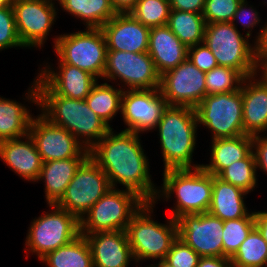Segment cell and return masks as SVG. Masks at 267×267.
<instances>
[{
  "label": "cell",
  "mask_w": 267,
  "mask_h": 267,
  "mask_svg": "<svg viewBox=\"0 0 267 267\" xmlns=\"http://www.w3.org/2000/svg\"><path fill=\"white\" fill-rule=\"evenodd\" d=\"M112 7L117 13L130 12L136 5L138 0H110Z\"/></svg>",
  "instance_id": "47"
},
{
  "label": "cell",
  "mask_w": 267,
  "mask_h": 267,
  "mask_svg": "<svg viewBox=\"0 0 267 267\" xmlns=\"http://www.w3.org/2000/svg\"><path fill=\"white\" fill-rule=\"evenodd\" d=\"M89 157L84 149L77 157L43 162L37 183L43 181L47 205L57 204L80 165Z\"/></svg>",
  "instance_id": "24"
},
{
  "label": "cell",
  "mask_w": 267,
  "mask_h": 267,
  "mask_svg": "<svg viewBox=\"0 0 267 267\" xmlns=\"http://www.w3.org/2000/svg\"><path fill=\"white\" fill-rule=\"evenodd\" d=\"M28 133L43 162L75 158L85 149L65 128L50 123L41 114L33 116Z\"/></svg>",
  "instance_id": "18"
},
{
  "label": "cell",
  "mask_w": 267,
  "mask_h": 267,
  "mask_svg": "<svg viewBox=\"0 0 267 267\" xmlns=\"http://www.w3.org/2000/svg\"><path fill=\"white\" fill-rule=\"evenodd\" d=\"M112 188L105 172L90 157L78 168L68 184L58 207L75 215L79 220Z\"/></svg>",
  "instance_id": "12"
},
{
  "label": "cell",
  "mask_w": 267,
  "mask_h": 267,
  "mask_svg": "<svg viewBox=\"0 0 267 267\" xmlns=\"http://www.w3.org/2000/svg\"><path fill=\"white\" fill-rule=\"evenodd\" d=\"M56 6L55 0H26L12 5L17 33L25 49L43 48L58 18Z\"/></svg>",
  "instance_id": "13"
},
{
  "label": "cell",
  "mask_w": 267,
  "mask_h": 267,
  "mask_svg": "<svg viewBox=\"0 0 267 267\" xmlns=\"http://www.w3.org/2000/svg\"><path fill=\"white\" fill-rule=\"evenodd\" d=\"M248 3L249 2L247 0H242L240 2L231 23L234 24L236 28L238 26L237 24L240 23L244 30L243 32H245V35L250 39L252 38V30L255 27L261 26L259 28V32L256 33L255 37H253L255 39L252 40V42L258 45L264 36L266 25H259L260 23L262 24L261 18L259 17L260 13L256 9H254L251 4Z\"/></svg>",
  "instance_id": "37"
},
{
  "label": "cell",
  "mask_w": 267,
  "mask_h": 267,
  "mask_svg": "<svg viewBox=\"0 0 267 267\" xmlns=\"http://www.w3.org/2000/svg\"><path fill=\"white\" fill-rule=\"evenodd\" d=\"M39 261L47 267H93L90 246L81 234L69 244L48 252Z\"/></svg>",
  "instance_id": "30"
},
{
  "label": "cell",
  "mask_w": 267,
  "mask_h": 267,
  "mask_svg": "<svg viewBox=\"0 0 267 267\" xmlns=\"http://www.w3.org/2000/svg\"><path fill=\"white\" fill-rule=\"evenodd\" d=\"M254 227V211H251L246 217L224 221L223 257L231 259Z\"/></svg>",
  "instance_id": "34"
},
{
  "label": "cell",
  "mask_w": 267,
  "mask_h": 267,
  "mask_svg": "<svg viewBox=\"0 0 267 267\" xmlns=\"http://www.w3.org/2000/svg\"><path fill=\"white\" fill-rule=\"evenodd\" d=\"M37 73L38 95H60L85 100L98 79L69 64H58L56 69L46 62Z\"/></svg>",
  "instance_id": "17"
},
{
  "label": "cell",
  "mask_w": 267,
  "mask_h": 267,
  "mask_svg": "<svg viewBox=\"0 0 267 267\" xmlns=\"http://www.w3.org/2000/svg\"><path fill=\"white\" fill-rule=\"evenodd\" d=\"M244 77L229 67L217 66L206 72V95L233 92L240 89Z\"/></svg>",
  "instance_id": "36"
},
{
  "label": "cell",
  "mask_w": 267,
  "mask_h": 267,
  "mask_svg": "<svg viewBox=\"0 0 267 267\" xmlns=\"http://www.w3.org/2000/svg\"><path fill=\"white\" fill-rule=\"evenodd\" d=\"M242 0H205L203 17L206 24L231 22Z\"/></svg>",
  "instance_id": "38"
},
{
  "label": "cell",
  "mask_w": 267,
  "mask_h": 267,
  "mask_svg": "<svg viewBox=\"0 0 267 267\" xmlns=\"http://www.w3.org/2000/svg\"><path fill=\"white\" fill-rule=\"evenodd\" d=\"M57 64H69L84 70L98 80L106 68L107 46L100 28H84L73 33L53 36Z\"/></svg>",
  "instance_id": "7"
},
{
  "label": "cell",
  "mask_w": 267,
  "mask_h": 267,
  "mask_svg": "<svg viewBox=\"0 0 267 267\" xmlns=\"http://www.w3.org/2000/svg\"><path fill=\"white\" fill-rule=\"evenodd\" d=\"M10 2L11 5H13L14 3L20 2V1H26V0H8Z\"/></svg>",
  "instance_id": "50"
},
{
  "label": "cell",
  "mask_w": 267,
  "mask_h": 267,
  "mask_svg": "<svg viewBox=\"0 0 267 267\" xmlns=\"http://www.w3.org/2000/svg\"><path fill=\"white\" fill-rule=\"evenodd\" d=\"M176 221L178 237L200 257H223V220L206 212L184 214Z\"/></svg>",
  "instance_id": "16"
},
{
  "label": "cell",
  "mask_w": 267,
  "mask_h": 267,
  "mask_svg": "<svg viewBox=\"0 0 267 267\" xmlns=\"http://www.w3.org/2000/svg\"><path fill=\"white\" fill-rule=\"evenodd\" d=\"M147 52L162 75L187 59L188 47L165 25L150 28Z\"/></svg>",
  "instance_id": "23"
},
{
  "label": "cell",
  "mask_w": 267,
  "mask_h": 267,
  "mask_svg": "<svg viewBox=\"0 0 267 267\" xmlns=\"http://www.w3.org/2000/svg\"><path fill=\"white\" fill-rule=\"evenodd\" d=\"M241 91L244 134L255 136L263 133L266 135L267 74L261 70L252 76L245 77L241 84Z\"/></svg>",
  "instance_id": "20"
},
{
  "label": "cell",
  "mask_w": 267,
  "mask_h": 267,
  "mask_svg": "<svg viewBox=\"0 0 267 267\" xmlns=\"http://www.w3.org/2000/svg\"><path fill=\"white\" fill-rule=\"evenodd\" d=\"M154 202H146L127 225L126 234L136 265L152 259L166 258L178 237L177 221L169 216L165 223L153 219Z\"/></svg>",
  "instance_id": "5"
},
{
  "label": "cell",
  "mask_w": 267,
  "mask_h": 267,
  "mask_svg": "<svg viewBox=\"0 0 267 267\" xmlns=\"http://www.w3.org/2000/svg\"><path fill=\"white\" fill-rule=\"evenodd\" d=\"M85 236L90 246L93 267H129L135 262L126 231H106Z\"/></svg>",
  "instance_id": "21"
},
{
  "label": "cell",
  "mask_w": 267,
  "mask_h": 267,
  "mask_svg": "<svg viewBox=\"0 0 267 267\" xmlns=\"http://www.w3.org/2000/svg\"><path fill=\"white\" fill-rule=\"evenodd\" d=\"M23 48L18 36L12 5L0 8V51L11 48Z\"/></svg>",
  "instance_id": "39"
},
{
  "label": "cell",
  "mask_w": 267,
  "mask_h": 267,
  "mask_svg": "<svg viewBox=\"0 0 267 267\" xmlns=\"http://www.w3.org/2000/svg\"><path fill=\"white\" fill-rule=\"evenodd\" d=\"M197 267H232L231 259L228 257H200Z\"/></svg>",
  "instance_id": "44"
},
{
  "label": "cell",
  "mask_w": 267,
  "mask_h": 267,
  "mask_svg": "<svg viewBox=\"0 0 267 267\" xmlns=\"http://www.w3.org/2000/svg\"><path fill=\"white\" fill-rule=\"evenodd\" d=\"M24 94L23 99L38 106L43 117L65 128L88 150L112 129L89 108L85 100L60 95H38L37 77Z\"/></svg>",
  "instance_id": "2"
},
{
  "label": "cell",
  "mask_w": 267,
  "mask_h": 267,
  "mask_svg": "<svg viewBox=\"0 0 267 267\" xmlns=\"http://www.w3.org/2000/svg\"><path fill=\"white\" fill-rule=\"evenodd\" d=\"M10 2L8 0H0V8L10 6Z\"/></svg>",
  "instance_id": "49"
},
{
  "label": "cell",
  "mask_w": 267,
  "mask_h": 267,
  "mask_svg": "<svg viewBox=\"0 0 267 267\" xmlns=\"http://www.w3.org/2000/svg\"><path fill=\"white\" fill-rule=\"evenodd\" d=\"M198 121L195 108L168 105L157 124L164 170L194 169L202 164H193L196 150Z\"/></svg>",
  "instance_id": "3"
},
{
  "label": "cell",
  "mask_w": 267,
  "mask_h": 267,
  "mask_svg": "<svg viewBox=\"0 0 267 267\" xmlns=\"http://www.w3.org/2000/svg\"><path fill=\"white\" fill-rule=\"evenodd\" d=\"M266 74H267V68H265V69H262Z\"/></svg>",
  "instance_id": "51"
},
{
  "label": "cell",
  "mask_w": 267,
  "mask_h": 267,
  "mask_svg": "<svg viewBox=\"0 0 267 267\" xmlns=\"http://www.w3.org/2000/svg\"><path fill=\"white\" fill-rule=\"evenodd\" d=\"M247 192L212 175V199L208 213L223 221L246 217L251 211L244 200Z\"/></svg>",
  "instance_id": "25"
},
{
  "label": "cell",
  "mask_w": 267,
  "mask_h": 267,
  "mask_svg": "<svg viewBox=\"0 0 267 267\" xmlns=\"http://www.w3.org/2000/svg\"><path fill=\"white\" fill-rule=\"evenodd\" d=\"M265 25L264 36L257 45V59L261 70L267 68V22Z\"/></svg>",
  "instance_id": "45"
},
{
  "label": "cell",
  "mask_w": 267,
  "mask_h": 267,
  "mask_svg": "<svg viewBox=\"0 0 267 267\" xmlns=\"http://www.w3.org/2000/svg\"><path fill=\"white\" fill-rule=\"evenodd\" d=\"M162 175L163 183L154 203L158 204L160 198L169 202L174 196L175 203L169 210L171 218L176 220L184 214L208 212L212 199V174L199 167L165 170Z\"/></svg>",
  "instance_id": "4"
},
{
  "label": "cell",
  "mask_w": 267,
  "mask_h": 267,
  "mask_svg": "<svg viewBox=\"0 0 267 267\" xmlns=\"http://www.w3.org/2000/svg\"><path fill=\"white\" fill-rule=\"evenodd\" d=\"M187 58L198 67L199 70L204 72H208L218 66L213 52L204 42L188 47Z\"/></svg>",
  "instance_id": "41"
},
{
  "label": "cell",
  "mask_w": 267,
  "mask_h": 267,
  "mask_svg": "<svg viewBox=\"0 0 267 267\" xmlns=\"http://www.w3.org/2000/svg\"><path fill=\"white\" fill-rule=\"evenodd\" d=\"M253 136L239 135L232 138L211 139L210 162L201 167L217 176L235 161L244 159L252 151Z\"/></svg>",
  "instance_id": "26"
},
{
  "label": "cell",
  "mask_w": 267,
  "mask_h": 267,
  "mask_svg": "<svg viewBox=\"0 0 267 267\" xmlns=\"http://www.w3.org/2000/svg\"><path fill=\"white\" fill-rule=\"evenodd\" d=\"M97 83L93 86L85 101L89 108L94 111L105 123L110 125L116 115L121 114L122 95L124 90L117 87L118 84L110 85L108 82Z\"/></svg>",
  "instance_id": "29"
},
{
  "label": "cell",
  "mask_w": 267,
  "mask_h": 267,
  "mask_svg": "<svg viewBox=\"0 0 267 267\" xmlns=\"http://www.w3.org/2000/svg\"><path fill=\"white\" fill-rule=\"evenodd\" d=\"M153 263L154 264L148 265V267H173L167 261H165L164 259L159 260L158 263H156V264H155V262H153Z\"/></svg>",
  "instance_id": "48"
},
{
  "label": "cell",
  "mask_w": 267,
  "mask_h": 267,
  "mask_svg": "<svg viewBox=\"0 0 267 267\" xmlns=\"http://www.w3.org/2000/svg\"><path fill=\"white\" fill-rule=\"evenodd\" d=\"M168 106L159 88L124 90L121 115L126 128L135 134L156 131L163 111Z\"/></svg>",
  "instance_id": "14"
},
{
  "label": "cell",
  "mask_w": 267,
  "mask_h": 267,
  "mask_svg": "<svg viewBox=\"0 0 267 267\" xmlns=\"http://www.w3.org/2000/svg\"><path fill=\"white\" fill-rule=\"evenodd\" d=\"M0 160L24 181L37 182L43 165L31 136L26 134L0 142Z\"/></svg>",
  "instance_id": "22"
},
{
  "label": "cell",
  "mask_w": 267,
  "mask_h": 267,
  "mask_svg": "<svg viewBox=\"0 0 267 267\" xmlns=\"http://www.w3.org/2000/svg\"><path fill=\"white\" fill-rule=\"evenodd\" d=\"M195 112L198 126L208 128L211 139L244 135L241 87L233 92L206 95Z\"/></svg>",
  "instance_id": "10"
},
{
  "label": "cell",
  "mask_w": 267,
  "mask_h": 267,
  "mask_svg": "<svg viewBox=\"0 0 267 267\" xmlns=\"http://www.w3.org/2000/svg\"><path fill=\"white\" fill-rule=\"evenodd\" d=\"M107 50L142 53L148 51L150 28L139 22L130 12L116 13L100 28Z\"/></svg>",
  "instance_id": "19"
},
{
  "label": "cell",
  "mask_w": 267,
  "mask_h": 267,
  "mask_svg": "<svg viewBox=\"0 0 267 267\" xmlns=\"http://www.w3.org/2000/svg\"><path fill=\"white\" fill-rule=\"evenodd\" d=\"M167 26L187 47L204 41L206 23L202 14L171 9Z\"/></svg>",
  "instance_id": "31"
},
{
  "label": "cell",
  "mask_w": 267,
  "mask_h": 267,
  "mask_svg": "<svg viewBox=\"0 0 267 267\" xmlns=\"http://www.w3.org/2000/svg\"><path fill=\"white\" fill-rule=\"evenodd\" d=\"M160 76L148 52L107 50L104 81H114L113 84L119 81L123 90L156 89Z\"/></svg>",
  "instance_id": "11"
},
{
  "label": "cell",
  "mask_w": 267,
  "mask_h": 267,
  "mask_svg": "<svg viewBox=\"0 0 267 267\" xmlns=\"http://www.w3.org/2000/svg\"><path fill=\"white\" fill-rule=\"evenodd\" d=\"M48 207L50 212L44 211L30 222L25 238L24 251L36 255L38 260L80 235V220L75 215L56 204Z\"/></svg>",
  "instance_id": "9"
},
{
  "label": "cell",
  "mask_w": 267,
  "mask_h": 267,
  "mask_svg": "<svg viewBox=\"0 0 267 267\" xmlns=\"http://www.w3.org/2000/svg\"><path fill=\"white\" fill-rule=\"evenodd\" d=\"M235 267H267V242L256 227L231 258Z\"/></svg>",
  "instance_id": "32"
},
{
  "label": "cell",
  "mask_w": 267,
  "mask_h": 267,
  "mask_svg": "<svg viewBox=\"0 0 267 267\" xmlns=\"http://www.w3.org/2000/svg\"><path fill=\"white\" fill-rule=\"evenodd\" d=\"M255 227L267 242V211H254Z\"/></svg>",
  "instance_id": "46"
},
{
  "label": "cell",
  "mask_w": 267,
  "mask_h": 267,
  "mask_svg": "<svg viewBox=\"0 0 267 267\" xmlns=\"http://www.w3.org/2000/svg\"><path fill=\"white\" fill-rule=\"evenodd\" d=\"M205 75L187 58L160 76L159 90L168 105L195 108L206 96Z\"/></svg>",
  "instance_id": "15"
},
{
  "label": "cell",
  "mask_w": 267,
  "mask_h": 267,
  "mask_svg": "<svg viewBox=\"0 0 267 267\" xmlns=\"http://www.w3.org/2000/svg\"><path fill=\"white\" fill-rule=\"evenodd\" d=\"M252 151L255 156L257 170L267 175V134L255 135L252 141Z\"/></svg>",
  "instance_id": "42"
},
{
  "label": "cell",
  "mask_w": 267,
  "mask_h": 267,
  "mask_svg": "<svg viewBox=\"0 0 267 267\" xmlns=\"http://www.w3.org/2000/svg\"><path fill=\"white\" fill-rule=\"evenodd\" d=\"M170 0H138L130 13L148 28L165 26L170 13Z\"/></svg>",
  "instance_id": "35"
},
{
  "label": "cell",
  "mask_w": 267,
  "mask_h": 267,
  "mask_svg": "<svg viewBox=\"0 0 267 267\" xmlns=\"http://www.w3.org/2000/svg\"><path fill=\"white\" fill-rule=\"evenodd\" d=\"M249 39L231 22H220L206 24L203 42L213 52L218 66L237 70L245 78L261 70L257 45Z\"/></svg>",
  "instance_id": "6"
},
{
  "label": "cell",
  "mask_w": 267,
  "mask_h": 267,
  "mask_svg": "<svg viewBox=\"0 0 267 267\" xmlns=\"http://www.w3.org/2000/svg\"><path fill=\"white\" fill-rule=\"evenodd\" d=\"M57 4L86 28H101L117 13L110 0H57Z\"/></svg>",
  "instance_id": "27"
},
{
  "label": "cell",
  "mask_w": 267,
  "mask_h": 267,
  "mask_svg": "<svg viewBox=\"0 0 267 267\" xmlns=\"http://www.w3.org/2000/svg\"><path fill=\"white\" fill-rule=\"evenodd\" d=\"M205 0H170V9L202 14Z\"/></svg>",
  "instance_id": "43"
},
{
  "label": "cell",
  "mask_w": 267,
  "mask_h": 267,
  "mask_svg": "<svg viewBox=\"0 0 267 267\" xmlns=\"http://www.w3.org/2000/svg\"><path fill=\"white\" fill-rule=\"evenodd\" d=\"M200 256L177 237L164 259L173 267H197Z\"/></svg>",
  "instance_id": "40"
},
{
  "label": "cell",
  "mask_w": 267,
  "mask_h": 267,
  "mask_svg": "<svg viewBox=\"0 0 267 267\" xmlns=\"http://www.w3.org/2000/svg\"><path fill=\"white\" fill-rule=\"evenodd\" d=\"M29 108L20 101L0 97V142L28 134L34 116Z\"/></svg>",
  "instance_id": "28"
},
{
  "label": "cell",
  "mask_w": 267,
  "mask_h": 267,
  "mask_svg": "<svg viewBox=\"0 0 267 267\" xmlns=\"http://www.w3.org/2000/svg\"><path fill=\"white\" fill-rule=\"evenodd\" d=\"M146 201L136 192L111 188L80 220V234L125 231Z\"/></svg>",
  "instance_id": "8"
},
{
  "label": "cell",
  "mask_w": 267,
  "mask_h": 267,
  "mask_svg": "<svg viewBox=\"0 0 267 267\" xmlns=\"http://www.w3.org/2000/svg\"><path fill=\"white\" fill-rule=\"evenodd\" d=\"M257 172L255 156L251 151L244 159L235 161L224 168L217 177L249 194L254 191L255 187H258Z\"/></svg>",
  "instance_id": "33"
},
{
  "label": "cell",
  "mask_w": 267,
  "mask_h": 267,
  "mask_svg": "<svg viewBox=\"0 0 267 267\" xmlns=\"http://www.w3.org/2000/svg\"><path fill=\"white\" fill-rule=\"evenodd\" d=\"M140 137V134L116 132L112 128L89 150V157L105 172L112 188L120 184L121 189L136 192L146 202H154L159 186L151 179L150 162Z\"/></svg>",
  "instance_id": "1"
}]
</instances>
